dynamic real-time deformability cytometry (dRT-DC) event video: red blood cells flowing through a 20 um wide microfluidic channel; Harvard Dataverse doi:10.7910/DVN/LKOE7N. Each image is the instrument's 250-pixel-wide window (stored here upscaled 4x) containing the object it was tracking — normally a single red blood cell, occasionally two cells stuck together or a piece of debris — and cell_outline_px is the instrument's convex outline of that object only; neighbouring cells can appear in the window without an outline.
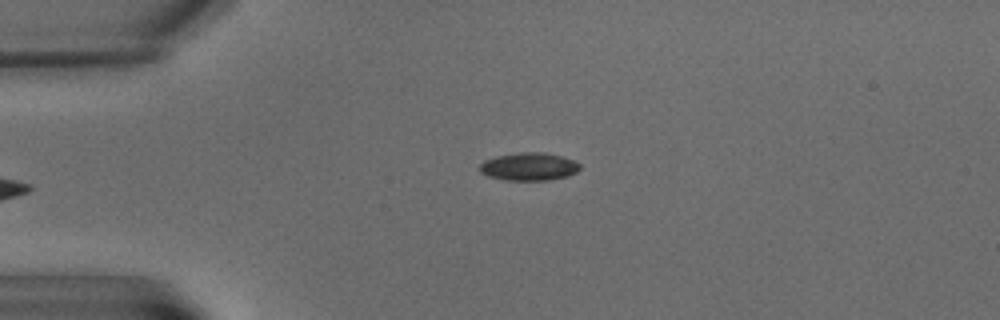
{"species": "common noctule bat (a hibernating species)", "species_latin": "Nyctalus noctula", "temperature_condition": "warm", "stored_images_in_passage": 5, "camera_frame_rate_fps": 3000, "um_per_image_px": 0.085, "animal": {"sex": "male", "body_mass_g": 15.6}, "frame": {"image": 1, "passage_image": 5, "time_ms": 5.667, "image_size_px": [1000, 320], "cell_outline_px": [[580, 168], [576, 172], [568, 176], [548, 180], [504, 180], [488, 176], [480, 172], [480, 164], [484, 160], [496, 156], [520, 152], [544, 152], [564, 156], [576, 160], [580, 164]], "centroid_in_image_um": [44.99, 14.15], "position_along_channel_um": 40.0, "area_um2": 16.47}}